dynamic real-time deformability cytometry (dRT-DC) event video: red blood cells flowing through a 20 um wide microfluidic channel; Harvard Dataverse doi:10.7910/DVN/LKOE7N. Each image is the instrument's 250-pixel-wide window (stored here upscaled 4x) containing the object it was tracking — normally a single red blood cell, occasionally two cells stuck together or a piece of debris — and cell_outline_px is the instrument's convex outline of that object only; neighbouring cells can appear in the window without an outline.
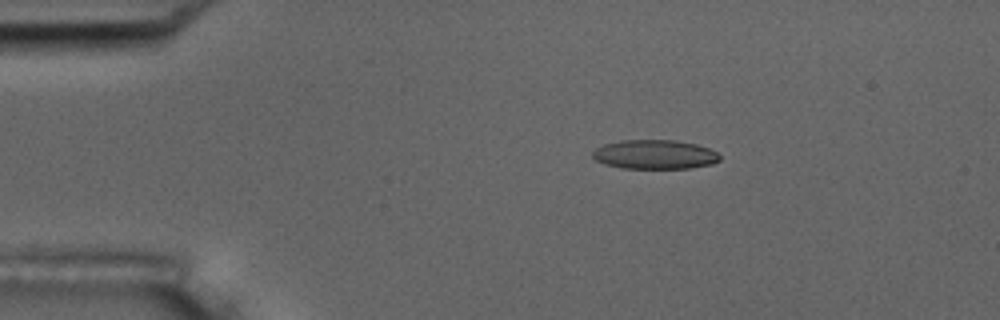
{"species": "common noctule bat (a hibernating species)", "species_latin": "Nyctalus noctula", "temperature_condition": "room temperature", "stored_images_in_passage": 8, "camera_frame_rate_fps": 3000, "um_per_image_px": 0.085, "animal": {"sex": "male", "body_mass_g": 17.5, "forearm_length_mm": 52.3}, "frame": {"image": 1, "passage_image": 3, "time_ms": 2.333, "image_size_px": [1000, 320], "cell_outline_px": [[720, 160], [712, 164], [688, 168], [620, 168], [604, 164], [596, 160], [592, 156], [592, 152], [596, 148], [604, 144], [620, 140], [672, 140], [696, 144], [708, 148], [716, 152], [720, 156]], "centroid_in_image_um": [55.63, 13.13], "position_along_channel_um": 29.4, "area_um2": 21.62}}
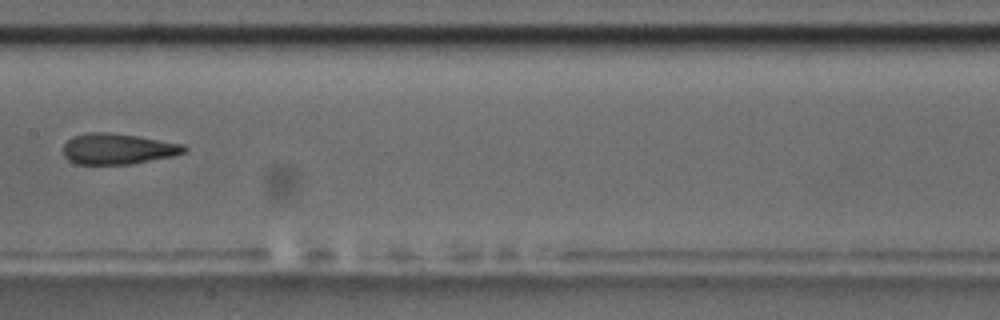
{"frame": {"image": 2, "passage_image": 8, "time_ms": 8.333, "image_size_px": [1000, 320], "cell_outline_px": [[188, 148], [184, 152], [172, 156], [132, 164], [76, 164], [68, 160], [64, 156], [64, 144], [72, 136], [88, 132], [108, 132], [136, 136], [184, 144]], "centroid_in_image_um": [10.0, 12.65], "position_along_channel_um": 197.4, "area_um2": 21.68}}